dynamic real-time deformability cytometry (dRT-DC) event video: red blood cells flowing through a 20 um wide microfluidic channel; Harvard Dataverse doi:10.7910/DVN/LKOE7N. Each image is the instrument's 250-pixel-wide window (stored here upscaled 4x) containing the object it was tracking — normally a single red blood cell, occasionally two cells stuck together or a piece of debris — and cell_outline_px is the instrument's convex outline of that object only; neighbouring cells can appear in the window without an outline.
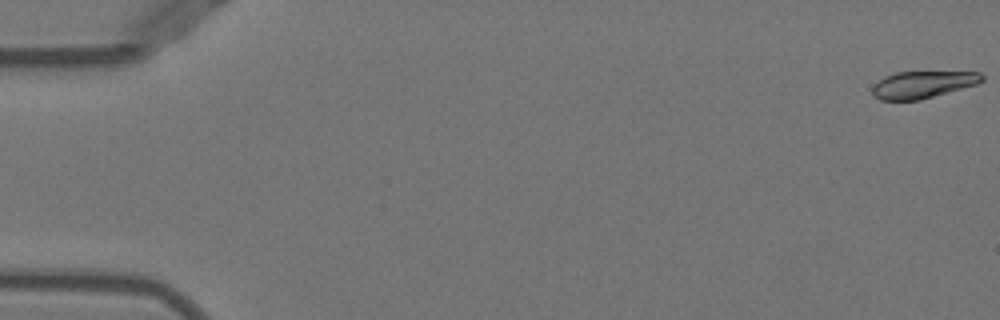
{"species": "Egyptian fruit bat (a non-hibernating species)", "species_latin": "Rousettus aegyptiacus", "temperature_condition": "warm", "stored_images_in_passage": 11, "camera_frame_rate_fps": 3000, "um_per_image_px": 0.085, "animal": {"sex": "female"}, "frame": {"image": 1, "passage_image": 1, "time_ms": 0.0, "image_size_px": [1000, 320], "cell_outline_px": [[984, 80], [976, 84], [920, 100], [880, 100], [872, 96], [872, 88], [884, 76], [896, 72], [980, 72], [984, 76]], "centroid_in_image_um": [78.41, 7.19], "position_along_channel_um": 6.6, "area_um2": 17.17}}